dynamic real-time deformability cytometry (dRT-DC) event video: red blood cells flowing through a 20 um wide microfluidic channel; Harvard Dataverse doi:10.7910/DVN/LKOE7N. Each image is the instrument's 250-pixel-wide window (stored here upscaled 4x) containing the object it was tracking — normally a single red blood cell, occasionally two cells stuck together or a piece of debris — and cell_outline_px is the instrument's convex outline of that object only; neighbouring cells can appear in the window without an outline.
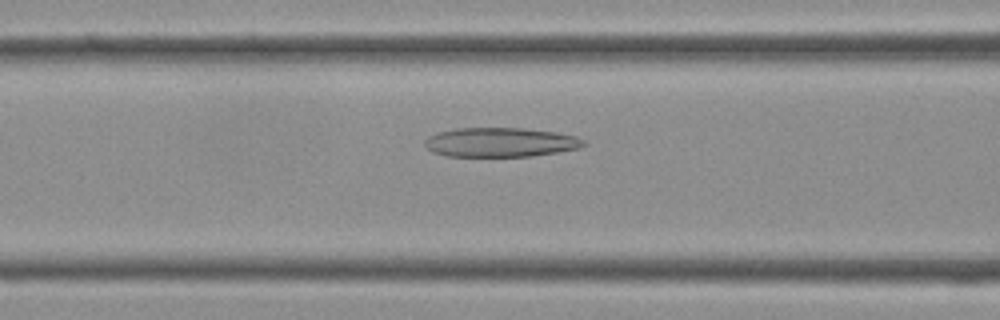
{"species": "Egyptian fruit bat (a non-hibernating species)", "species_latin": "Rousettus aegyptiacus", "temperature_condition": "cold", "stored_images_in_passage": 25, "camera_frame_rate_fps": 3000, "um_per_image_px": 0.085, "frame": {"image": 1, "passage_image": 8, "time_ms": 2.333, "image_size_px": [1000, 320], "cell_outline_px": [[588, 144], [580, 148], [532, 156], [444, 156], [432, 152], [424, 144], [424, 140], [428, 136], [440, 132], [456, 128], [524, 128], [556, 132], [576, 136], [584, 140]], "centroid_in_image_um": [42.55, 12.09], "position_along_channel_um": 124.1, "area_um2": 27.22}}
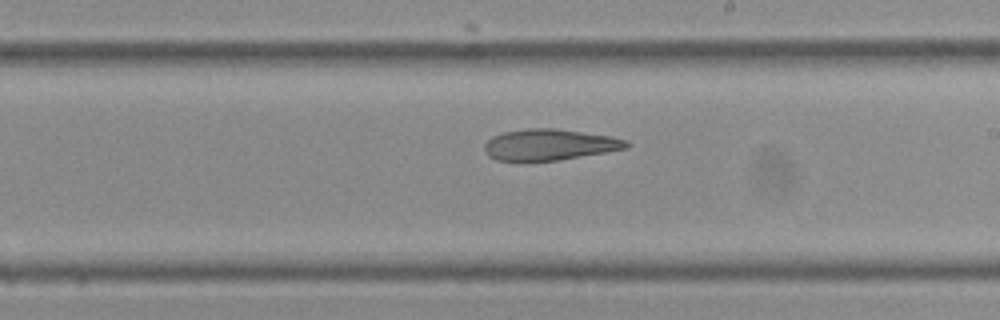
{"frame": {"image": 2, "passage_image": 15, "time_ms": 4.667, "image_size_px": [1000, 320], "cell_outline_px": [[632, 144], [628, 148], [556, 160], [496, 160], [488, 156], [484, 152], [484, 144], [492, 136], [504, 132], [528, 128], [556, 128], [612, 136], [624, 140]], "centroid_in_image_um": [46.69, 12.28], "position_along_channel_um": 242.3, "area_um2": 25.55}}
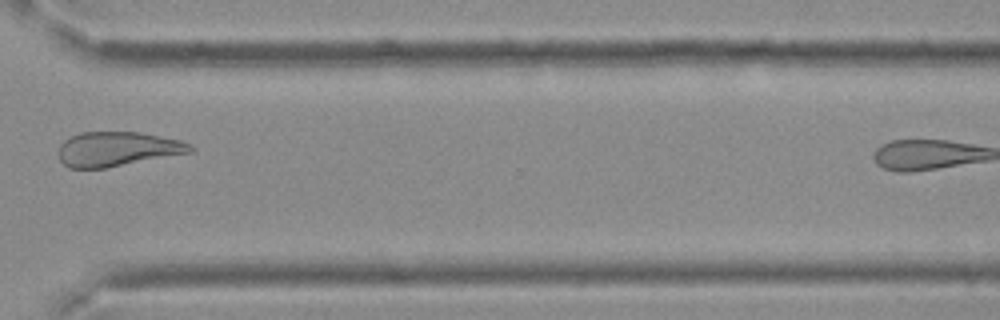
{"frame": {"image": 3, "passage_image": 22, "time_ms": 7.0, "image_size_px": [1000, 320], "cell_outline_px": [[196, 148], [192, 152], [104, 168], [68, 168], [60, 160], [60, 144], [64, 140], [80, 132], [140, 132], [180, 140]], "centroid_in_image_um": [9.98, 12.66], "position_along_channel_um": 360.6, "area_um2": 26.24}}